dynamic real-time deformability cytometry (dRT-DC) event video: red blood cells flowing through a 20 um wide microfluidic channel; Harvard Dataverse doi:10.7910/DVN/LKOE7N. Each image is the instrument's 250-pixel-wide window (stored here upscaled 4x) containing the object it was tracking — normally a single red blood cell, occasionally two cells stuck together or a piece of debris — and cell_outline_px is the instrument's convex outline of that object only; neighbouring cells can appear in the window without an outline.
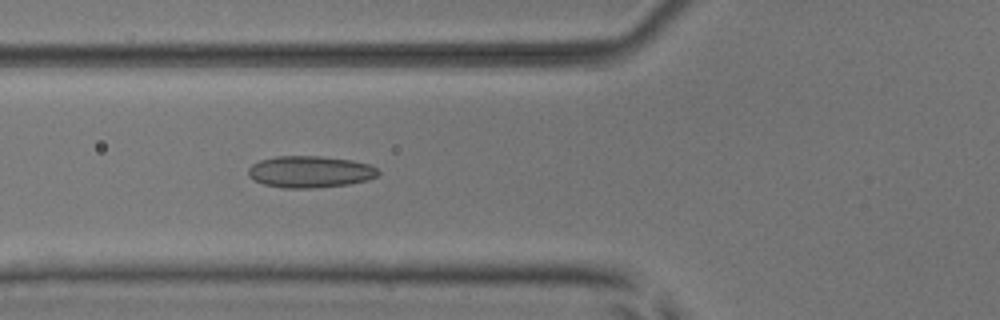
{"species": "common noctule bat (a hibernating species)", "species_latin": "Nyctalus noctula", "temperature_condition": "room temperature", "stored_images_in_passage": 5, "camera_frame_rate_fps": 3000, "um_per_image_px": 0.085, "animal": {"sex": "male", "body_mass_g": 17.9, "forearm_length_mm": 54.2}, "frame": {"image": 1, "passage_image": 5, "time_ms": 5.333, "image_size_px": [1000, 320], "cell_outline_px": [[380, 172], [376, 176], [368, 180], [348, 184], [312, 188], [284, 188], [264, 184], [248, 176], [248, 168], [252, 164], [260, 160], [276, 156], [320, 156], [352, 160], [368, 164], [376, 168]], "centroid_in_image_um": [26.34, 14.59], "position_along_channel_um": 99.5, "area_um2": 23.93}}